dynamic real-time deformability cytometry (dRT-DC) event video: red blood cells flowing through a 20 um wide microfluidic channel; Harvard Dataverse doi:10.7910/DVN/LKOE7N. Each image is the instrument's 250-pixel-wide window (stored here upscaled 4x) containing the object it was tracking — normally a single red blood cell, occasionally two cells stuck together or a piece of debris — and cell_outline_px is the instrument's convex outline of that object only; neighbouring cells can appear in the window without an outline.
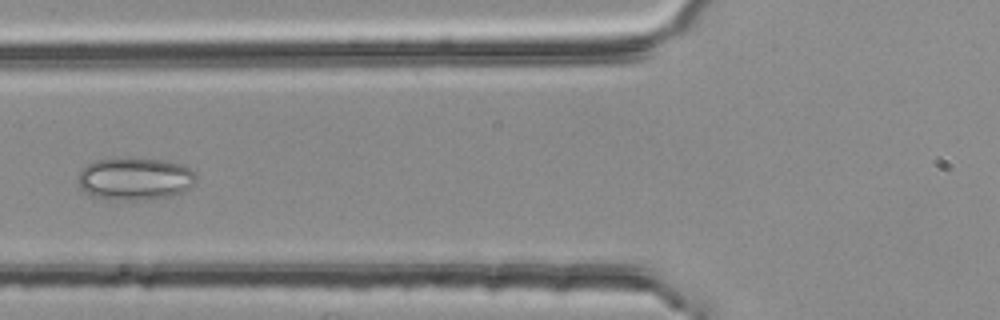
{"species": "common noctule bat (a hibernating species)", "species_latin": "Nyctalus noctula", "temperature_condition": "room temperature", "stored_images_in_passage": 3, "camera_frame_rate_fps": 3000, "um_per_image_px": 0.085, "animal": {"sex": "female", "body_mass_g": 25.1}, "frame": {"image": 1, "passage_image": 3, "time_ms": 0.667, "image_size_px": [1000, 320], "cell_outline_px": [[196, 176], [192, 184], [184, 192], [172, 196], [148, 200], [108, 200], [88, 196], [80, 188], [80, 172], [88, 164], [96, 160], [120, 156], [132, 156], [164, 160], [184, 164], [196, 172]], "centroid_in_image_um": [11.48, 15.18], "position_along_channel_um": 114.3, "area_um2": 30.23}}